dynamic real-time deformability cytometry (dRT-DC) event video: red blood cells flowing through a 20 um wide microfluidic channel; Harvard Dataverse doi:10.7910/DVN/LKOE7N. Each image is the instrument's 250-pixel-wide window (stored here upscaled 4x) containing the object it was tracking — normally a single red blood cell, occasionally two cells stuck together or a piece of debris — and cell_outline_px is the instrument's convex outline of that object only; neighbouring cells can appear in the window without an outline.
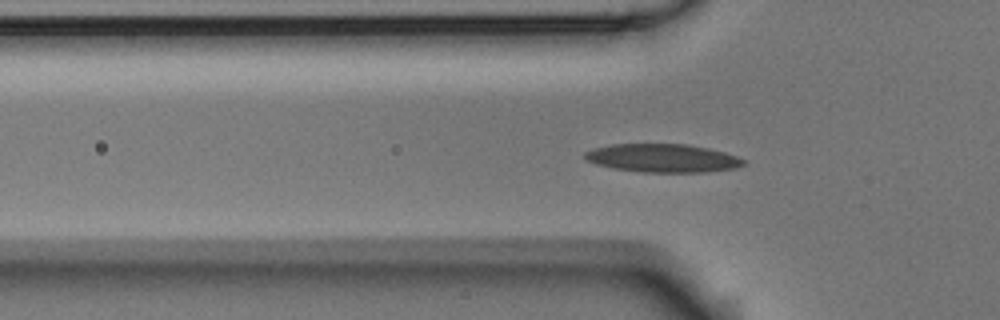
{"species": "Egyptian fruit bat (a non-hibernating species)", "species_latin": "Rousettus aegyptiacus", "temperature_condition": "room temperature", "stored_images_in_passage": 44, "camera_frame_rate_fps": 3000, "um_per_image_px": 0.085, "animal": {"sex": "male"}, "frame": {"image": 1, "passage_image": 7, "time_ms": 2.0, "image_size_px": [1000, 320], "cell_outline_px": [[744, 164], [736, 168], [708, 172], [644, 172], [612, 168], [596, 164], [584, 160], [584, 152], [592, 148], [608, 144], [688, 144], [708, 148], [724, 152], [736, 156], [744, 160]], "centroid_in_image_um": [56.28, 13.43], "position_along_channel_um": 69.5, "area_um2": 26.36}}
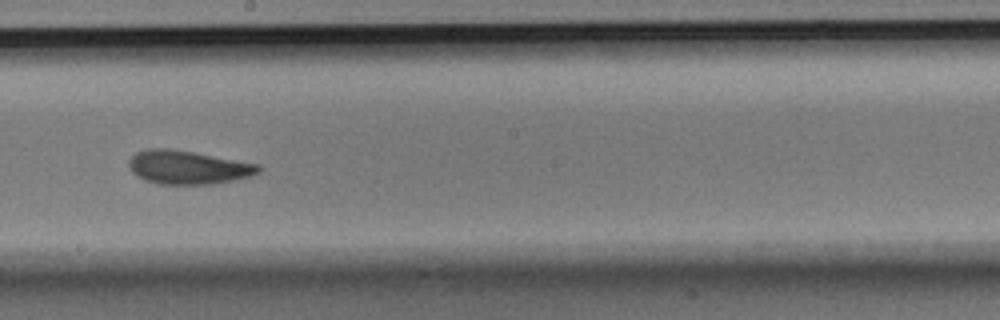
{"frame": {"image": 2, "passage_image": 20, "time_ms": 6.333, "image_size_px": [1000, 320], "cell_outline_px": [[264, 168], [260, 172], [252, 176], [212, 184], [156, 184], [144, 180], [136, 176], [132, 172], [128, 164], [128, 160], [136, 152], [148, 148], [168, 148], [192, 152], [260, 164]], "centroid_in_image_um": [15.98, 14.23], "position_along_channel_um": 232.2, "area_um2": 25.55}}
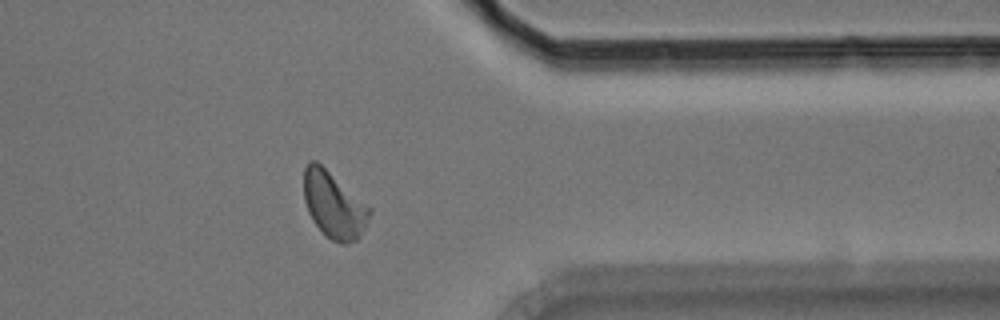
{"frame": {"image": 3, "passage_image": 33, "time_ms": 10.667, "image_size_px": [1000, 320], "cell_outline_px": [[372, 212], [360, 236], [356, 240], [344, 244], [332, 240], [312, 220], [308, 212], [304, 200], [304, 168], [308, 160], [316, 160], [372, 208]], "centroid_in_image_um": [28.37, 17.39], "position_along_channel_um": 383.0, "area_um2": 25.26}, "authors_computed_cell_mechanics": {"area_um2": 24.8251, "velocity_mm_per_s": 3.74, "shape_relaxation_time_tau1_ms": 3.3781, "shape_relaxation_time_tau2_ms": 2.5019, "deformation_change_tau1": 0.1281, "deformation_change_tau2": 0.07}}